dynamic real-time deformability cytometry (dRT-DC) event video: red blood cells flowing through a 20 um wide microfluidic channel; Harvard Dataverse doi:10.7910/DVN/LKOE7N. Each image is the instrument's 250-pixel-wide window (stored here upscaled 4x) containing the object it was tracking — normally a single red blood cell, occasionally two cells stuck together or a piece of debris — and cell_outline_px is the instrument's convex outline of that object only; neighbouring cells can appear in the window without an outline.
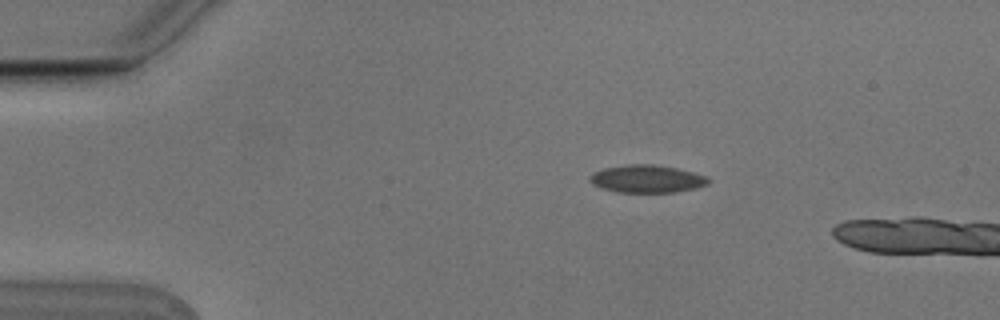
{"species": "Egyptian fruit bat (a non-hibernating species)", "species_latin": "Rousettus aegyptiacus", "temperature_condition": "cold", "stored_images_in_passage": 3, "camera_frame_rate_fps": 3000, "um_per_image_px": 0.085, "animal": {"sex": "male"}, "frame": {"image": 1, "passage_image": 2, "time_ms": 0.333, "image_size_px": [1000, 320], "cell_outline_px": [[712, 180], [708, 184], [696, 188], [676, 192], [616, 192], [600, 188], [592, 184], [588, 180], [588, 176], [592, 172], [604, 168], [628, 164], [656, 164], [676, 168], [708, 176]], "centroid_in_image_um": [54.97, 15.2], "position_along_channel_um": 30.0, "area_um2": 19.42}}